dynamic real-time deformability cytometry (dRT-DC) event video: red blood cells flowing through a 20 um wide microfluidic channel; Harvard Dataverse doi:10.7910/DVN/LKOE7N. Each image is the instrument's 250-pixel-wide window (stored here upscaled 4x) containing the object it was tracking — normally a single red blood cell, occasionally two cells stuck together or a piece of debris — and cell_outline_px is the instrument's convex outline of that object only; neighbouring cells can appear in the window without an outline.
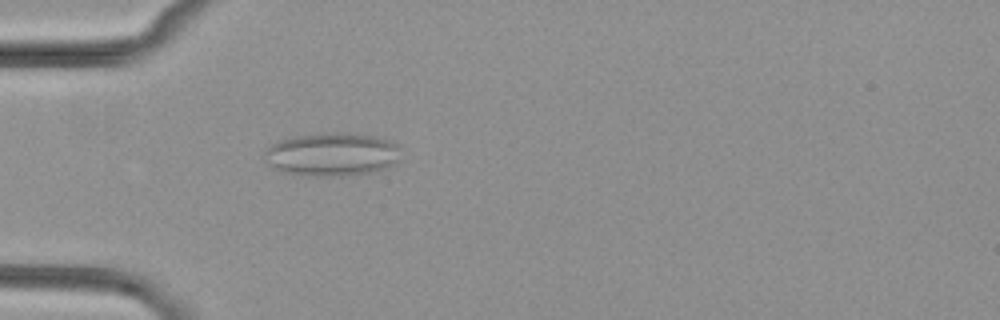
{"species": "common noctule bat (a hibernating species)", "species_latin": "Nyctalus noctula", "temperature_condition": "cold", "stored_images_in_passage": 5, "camera_frame_rate_fps": 3000, "um_per_image_px": 0.085, "animal": {"sex": "female", "body_mass_g": 29.2, "forearm_length_mm": 56.3}, "frame": {"image": 1, "passage_image": 5, "time_ms": 4.667, "image_size_px": [1000, 320], "cell_outline_px": [[400, 160], [396, 164], [384, 168], [368, 172], [324, 176], [320, 176], [284, 172], [272, 168], [264, 160], [264, 152], [272, 144], [280, 140], [292, 136], [336, 132], [340, 132], [376, 136], [392, 140], [400, 144]], "centroid_in_image_um": [28.25, 13.09], "position_along_channel_um": 56.8, "area_um2": 34.45}}